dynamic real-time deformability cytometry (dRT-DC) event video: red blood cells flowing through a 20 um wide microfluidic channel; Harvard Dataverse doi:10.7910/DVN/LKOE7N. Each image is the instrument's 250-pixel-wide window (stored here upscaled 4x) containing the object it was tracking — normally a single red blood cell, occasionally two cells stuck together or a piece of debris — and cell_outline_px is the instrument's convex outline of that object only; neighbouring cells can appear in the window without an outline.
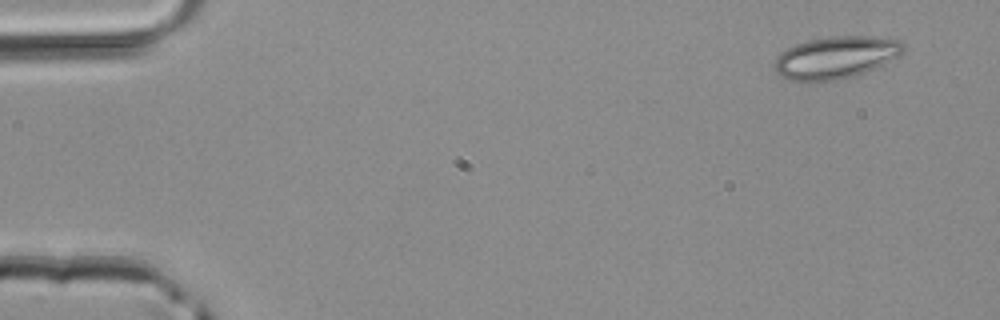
{"species": "common noctule bat (a hibernating species)", "species_latin": "Nyctalus noctula", "temperature_condition": "room temperature", "stored_images_in_passage": 4, "camera_frame_rate_fps": 3000, "um_per_image_px": 0.085, "animal": {"sex": "male", "body_mass_g": 20.4}, "frame": {"image": 1, "passage_image": 1, "time_ms": 0.0, "image_size_px": [1000, 320], "cell_outline_px": [[904, 52], [900, 56], [856, 76], [836, 80], [788, 80], [780, 76], [776, 72], [772, 64], [776, 56], [780, 52], [796, 44], [808, 40], [832, 36], [872, 36], [900, 40], [904, 44]], "centroid_in_image_um": [71.03, 4.87], "position_along_channel_um": 14.0, "area_um2": 31.79}}